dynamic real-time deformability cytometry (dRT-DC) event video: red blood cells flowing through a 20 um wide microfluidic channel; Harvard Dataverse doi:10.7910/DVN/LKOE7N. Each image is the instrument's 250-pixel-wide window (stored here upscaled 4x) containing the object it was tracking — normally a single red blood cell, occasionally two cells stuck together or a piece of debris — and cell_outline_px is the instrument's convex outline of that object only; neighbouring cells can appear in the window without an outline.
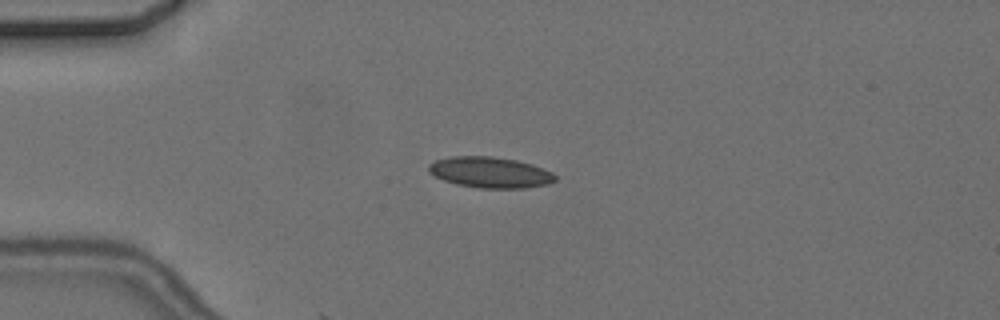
{"species": "common noctule bat (a hibernating species)", "species_latin": "Nyctalus noctula", "temperature_condition": "cold", "stored_images_in_passage": 4, "camera_frame_rate_fps": 3000, "um_per_image_px": 0.085, "animal": {"sex": "female", "body_mass_g": 24.6, "forearm_length_mm": 56.2}, "frame": {"image": 1, "passage_image": 2, "time_ms": 4.0, "image_size_px": [1000, 320], "cell_outline_px": [[556, 180], [548, 184], [524, 188], [480, 188], [456, 184], [444, 180], [428, 172], [428, 164], [436, 160], [452, 156], [492, 156], [516, 160], [532, 164], [544, 168], [552, 172], [556, 176]], "centroid_in_image_um": [41.67, 14.65], "position_along_channel_um": 43.3, "area_um2": 22.83}}
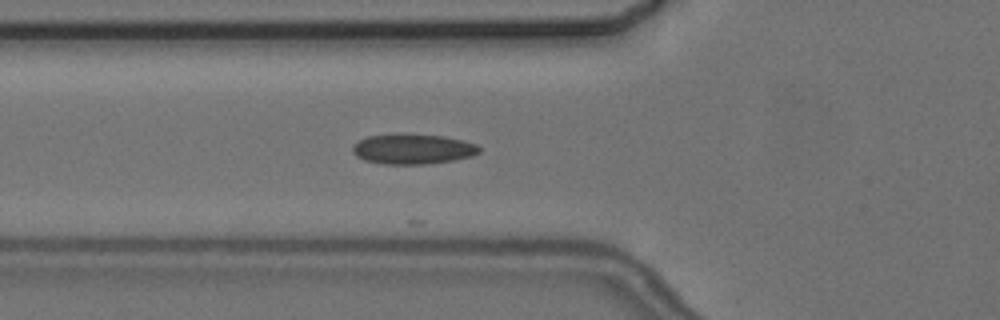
{"frame": {"image": 2, "passage_image": 4, "time_ms": 6.0, "image_size_px": [1000, 320], "cell_outline_px": [[480, 152], [472, 156], [456, 160], [424, 164], [384, 164], [364, 160], [356, 156], [352, 152], [352, 148], [360, 140], [368, 136], [444, 136], [464, 140], [476, 144], [480, 148]], "centroid_in_image_um": [35.14, 12.71], "position_along_channel_um": 90.7, "area_um2": 21.56}}